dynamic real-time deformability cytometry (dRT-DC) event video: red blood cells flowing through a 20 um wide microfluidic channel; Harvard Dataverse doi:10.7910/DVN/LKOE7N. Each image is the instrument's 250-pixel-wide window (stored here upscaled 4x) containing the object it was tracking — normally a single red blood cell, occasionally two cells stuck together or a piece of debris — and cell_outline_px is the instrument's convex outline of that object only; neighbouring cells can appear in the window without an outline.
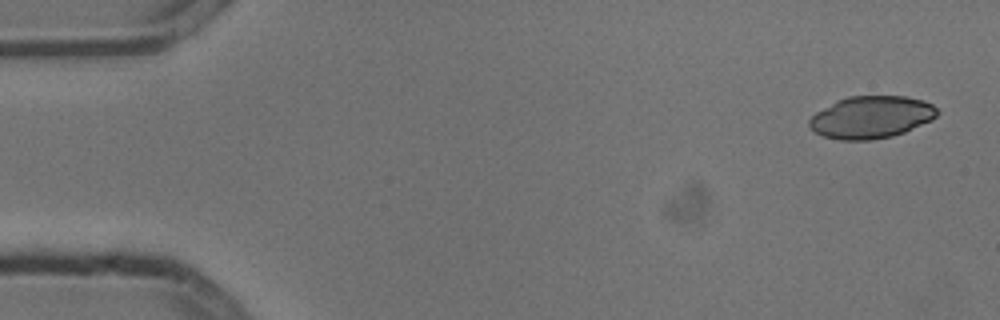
{"species": "common noctule bat (a hibernating species)", "species_latin": "Nyctalus noctula", "temperature_condition": "cold", "stored_images_in_passage": 5, "camera_frame_rate_fps": 3000, "um_per_image_px": 0.085, "animal": {"sex": "male", "body_mass_g": 13.3}, "frame": {"image": 1, "passage_image": 1, "time_ms": 0.0, "image_size_px": [1000, 320], "cell_outline_px": [[940, 112], [932, 120], [904, 132], [892, 136], [872, 140], [840, 140], [824, 136], [816, 132], [808, 124], [808, 120], [816, 112], [836, 100], [848, 96], [904, 96], [924, 100], [932, 104]], "centroid_in_image_um": [74.06, 9.95], "position_along_channel_um": 10.9, "area_um2": 31.56}}